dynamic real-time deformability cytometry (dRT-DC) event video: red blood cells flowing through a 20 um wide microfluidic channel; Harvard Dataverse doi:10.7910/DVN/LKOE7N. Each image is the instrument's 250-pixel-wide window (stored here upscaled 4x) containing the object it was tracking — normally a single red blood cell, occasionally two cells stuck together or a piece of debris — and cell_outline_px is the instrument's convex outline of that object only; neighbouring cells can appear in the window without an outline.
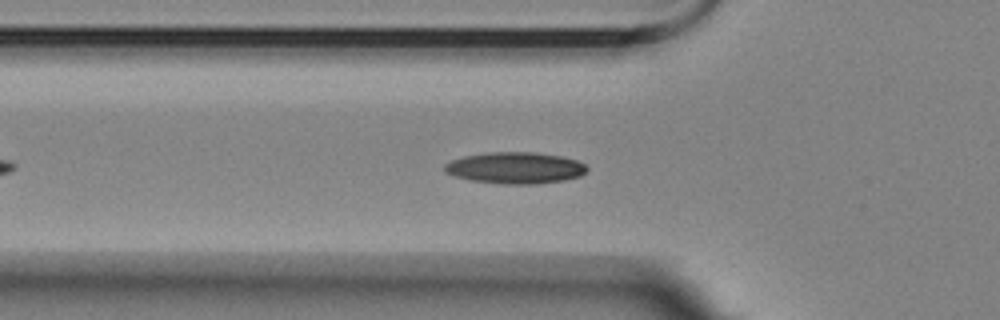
{"species": "Egyptian fruit bat (a non-hibernating species)", "species_latin": "Rousettus aegyptiacus", "temperature_condition": "room temperature", "stored_images_in_passage": 41, "camera_frame_rate_fps": 3000, "um_per_image_px": 0.085, "animal": {"sex": "female"}, "frame": {"image": 1, "passage_image": 10, "time_ms": 3.0, "image_size_px": [1000, 320], "cell_outline_px": [[588, 168], [580, 176], [564, 180], [536, 184], [504, 184], [468, 180], [452, 176], [444, 172], [444, 164], [452, 160], [464, 156], [488, 152], [536, 152], [560, 156], [576, 160], [584, 164]], "centroid_in_image_um": [43.75, 14.27], "position_along_channel_um": 82.1, "area_um2": 26.24}}
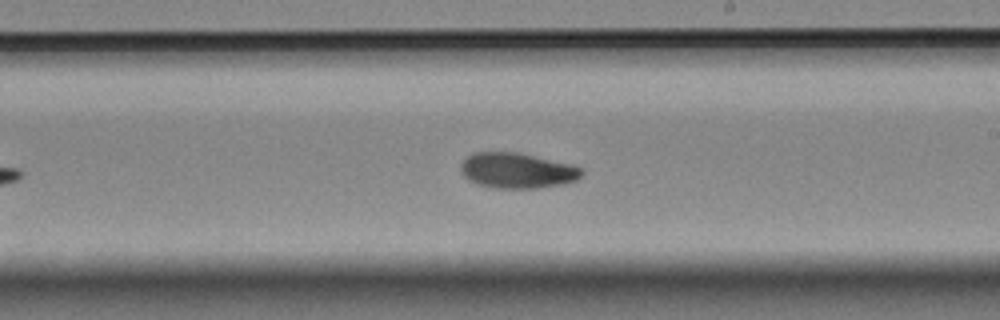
{"frame": {"image": 2, "passage_image": 24, "time_ms": 7.667, "image_size_px": [1000, 320], "cell_outline_px": [[584, 172], [576, 180], [560, 184], [536, 188], [496, 188], [476, 184], [468, 180], [460, 172], [460, 164], [472, 152], [516, 152], [572, 164], [584, 168]], "centroid_in_image_um": [43.93, 14.49], "position_along_channel_um": 245.1, "area_um2": 25.03}}
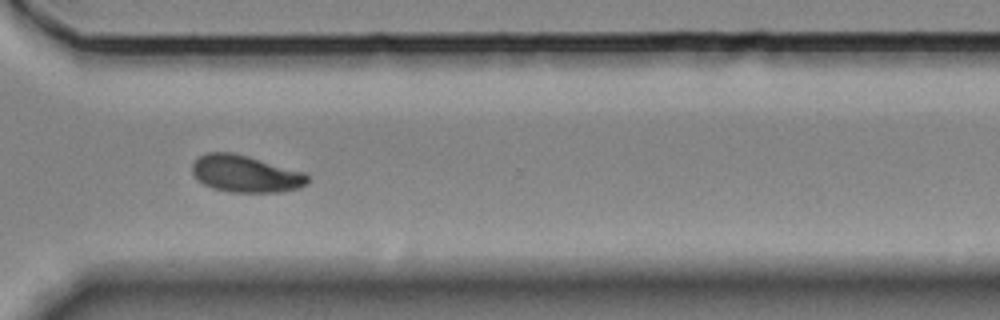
{"frame": {"image": 3, "passage_image": 33, "time_ms": 10.667, "image_size_px": [1000, 320], "cell_outline_px": [[308, 184], [296, 188], [280, 192], [228, 192], [212, 188], [204, 184], [192, 172], [192, 164], [200, 156], [208, 152], [232, 152], [248, 156], [304, 172], [308, 176]], "centroid_in_image_um": [20.87, 14.77], "position_along_channel_um": 349.7, "area_um2": 24.68}, "authors_computed_cell_mechanics": {"area_um2": 24.276, "velocity_mm_per_s": 3.4872, "shape_relaxation_time_tau1_ms": null, "shape_relaxation_time_tau2_ms": 4.5979, "deformation_change_tau1": null, "deformation_change_tau2": 0.0838}}